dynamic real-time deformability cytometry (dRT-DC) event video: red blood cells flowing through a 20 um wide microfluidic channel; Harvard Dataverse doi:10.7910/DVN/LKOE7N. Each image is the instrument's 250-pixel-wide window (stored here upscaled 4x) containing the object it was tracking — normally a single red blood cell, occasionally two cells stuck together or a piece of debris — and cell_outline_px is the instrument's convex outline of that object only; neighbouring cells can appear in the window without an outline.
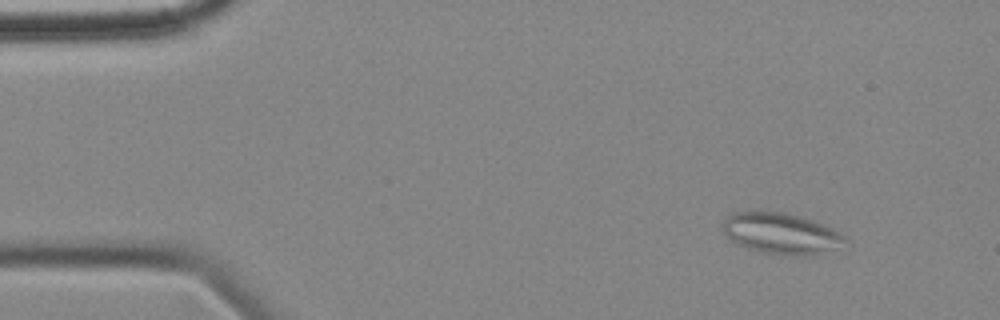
{"species": "common noctule bat (a hibernating species)", "species_latin": "Nyctalus noctula", "temperature_condition": "cold", "stored_images_in_passage": 52, "segment_of_instrument_passage": [1, 2], "camera_frame_rate_fps": 3000, "um_per_image_px": 0.085, "animal": {"sex": "female", "body_mass_g": 18.4}, "frame": {"image": 1, "passage_image": 1, "time_ms": 0.0, "image_size_px": [1000, 320], "cell_outline_px": [[848, 240], [816, 256], [796, 256], [760, 252], [736, 244], [720, 228], [724, 216], [732, 212], [756, 208], [760, 208], [788, 212], [812, 220], [832, 228], [840, 232]], "centroid_in_image_um": [66.29, 19.78], "position_along_channel_um": 18.7, "area_um2": 30.23}}